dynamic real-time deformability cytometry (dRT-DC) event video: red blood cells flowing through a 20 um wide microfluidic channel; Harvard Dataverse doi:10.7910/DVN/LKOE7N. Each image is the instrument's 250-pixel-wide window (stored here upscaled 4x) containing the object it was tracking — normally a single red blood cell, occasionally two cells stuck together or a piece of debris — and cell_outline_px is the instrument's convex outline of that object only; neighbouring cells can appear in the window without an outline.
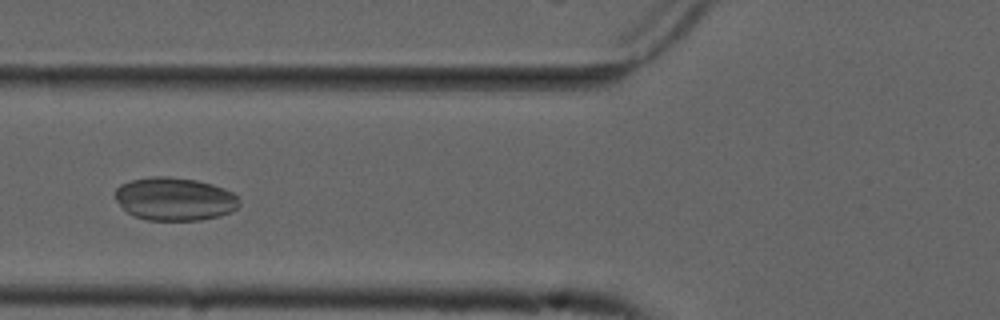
{"species": "common noctule bat (a hibernating species)", "species_latin": "Nyctalus noctula", "temperature_condition": "cold", "stored_images_in_passage": 8, "camera_frame_rate_fps": 3000, "um_per_image_px": 0.085, "animal": {"sex": "male", "forearm_length_mm": 52.5}, "frame": {"image": 1, "passage_image": 6, "time_ms": 1.667, "image_size_px": [1000, 320], "cell_outline_px": [[240, 204], [232, 212], [220, 216], [200, 220], [148, 220], [136, 216], [128, 212], [116, 200], [116, 188], [120, 184], [132, 180], [152, 176], [168, 176], [196, 180], [212, 184], [224, 188], [232, 192], [240, 200]], "centroid_in_image_um": [14.88, 16.91], "position_along_channel_um": 110.9, "area_um2": 31.15}}